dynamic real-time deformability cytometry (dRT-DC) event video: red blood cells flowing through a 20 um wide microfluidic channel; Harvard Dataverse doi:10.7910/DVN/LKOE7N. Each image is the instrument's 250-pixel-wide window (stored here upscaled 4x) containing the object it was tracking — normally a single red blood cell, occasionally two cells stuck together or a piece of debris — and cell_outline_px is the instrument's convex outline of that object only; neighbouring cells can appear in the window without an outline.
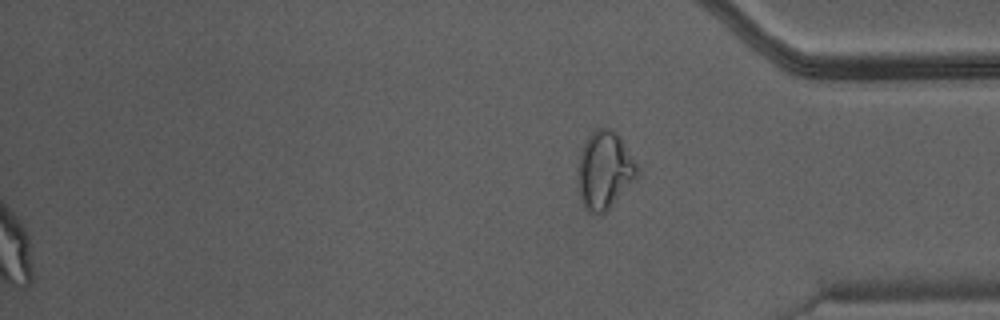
{"species": "Egyptian fruit bat (a non-hibernating species)", "species_latin": "Rousettus aegyptiacus", "temperature_condition": "warm", "stored_images_in_passage": 47, "segment_of_instrument_passage": [2, 2], "camera_frame_rate_fps": 3000, "um_per_image_px": 0.085, "animal": {"sex": "male"}, "frame": {"image": 1, "passage_image": 47, "time_ms": 15.333, "image_size_px": [1000, 320], "cell_outline_px": [[640, 176], [604, 212], [588, 212], [580, 200], [576, 168], [580, 152], [584, 140], [596, 128], [612, 128], [620, 136], [636, 164]], "centroid_in_image_um": [51.36, 14.43], "position_along_channel_um": 383.8, "area_um2": 27.05}}